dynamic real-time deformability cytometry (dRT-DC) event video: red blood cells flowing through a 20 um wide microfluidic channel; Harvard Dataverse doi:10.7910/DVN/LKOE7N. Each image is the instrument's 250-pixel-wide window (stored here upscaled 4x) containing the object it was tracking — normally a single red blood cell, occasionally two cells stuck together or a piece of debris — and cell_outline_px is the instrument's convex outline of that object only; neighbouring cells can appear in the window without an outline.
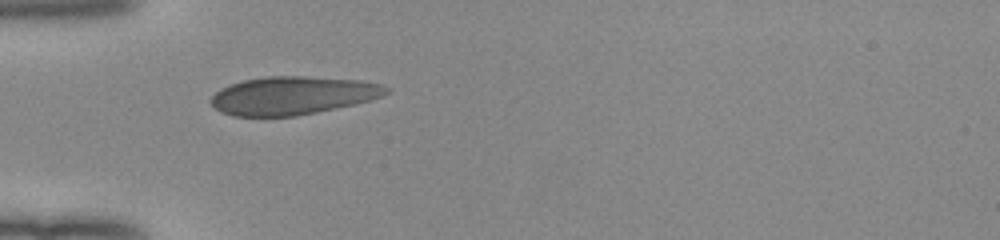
{"species": "human", "species_latin": "Homo sapiens", "temperature_condition": "room temperature", "stored_images_in_passage": 35, "camera_frame_rate_fps": 3000, "um_per_image_px": 0.085, "donor": {"sex": "female"}, "frame": {"image": 1, "passage_image": 1, "time_ms": 0.0, "image_size_px": [1000, 240], "cell_outline_px": [[392, 92], [384, 96], [372, 100], [356, 104], [296, 116], [232, 116], [220, 112], [208, 100], [220, 88], [244, 80], [264, 76], [300, 76], [360, 80], [380, 84], [392, 88]], "centroid_in_image_um": [24.92, 8.12], "position_along_channel_um": 60.1, "area_um2": 39.25}}
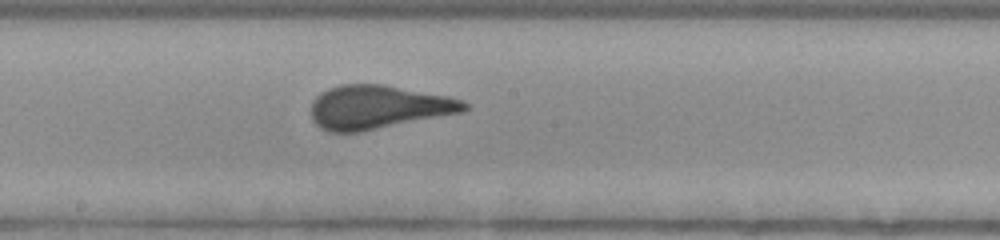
{"frame": {"image": 2, "passage_image": 13, "time_ms": 4.0, "image_size_px": [1000, 240], "cell_outline_px": [[468, 108], [464, 112], [360, 132], [328, 132], [320, 128], [312, 120], [312, 100], [320, 92], [328, 88], [340, 84], [384, 84], [448, 96], [464, 100], [468, 104]], "centroid_in_image_um": [32.14, 9.1], "position_along_channel_um": 216.1, "area_um2": 39.25}}
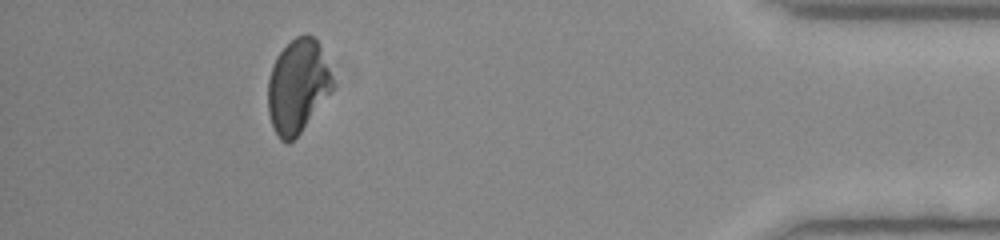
{"frame": {"image": 3, "passage_image": 31, "time_ms": 10.0, "image_size_px": [1000, 240], "cell_outline_px": [[332, 88], [300, 132], [288, 144], [280, 140], [272, 124], [268, 112], [268, 80], [276, 56], [296, 36], [304, 32], [312, 36], [316, 40], [320, 48], [332, 80]], "centroid_in_image_um": [25.25, 7.31], "position_along_channel_um": 410.0, "area_um2": 34.22}, "authors_computed_cell_mechanics": {"area_um2": 37.8012, "velocity_mm_per_s": 4.0369, "shape_relaxation_time_tau1_ms": 4.4756, "shape_relaxation_time_tau2_ms": null, "deformation_change_tau1": 0.1421, "deformation_change_tau2": null}}